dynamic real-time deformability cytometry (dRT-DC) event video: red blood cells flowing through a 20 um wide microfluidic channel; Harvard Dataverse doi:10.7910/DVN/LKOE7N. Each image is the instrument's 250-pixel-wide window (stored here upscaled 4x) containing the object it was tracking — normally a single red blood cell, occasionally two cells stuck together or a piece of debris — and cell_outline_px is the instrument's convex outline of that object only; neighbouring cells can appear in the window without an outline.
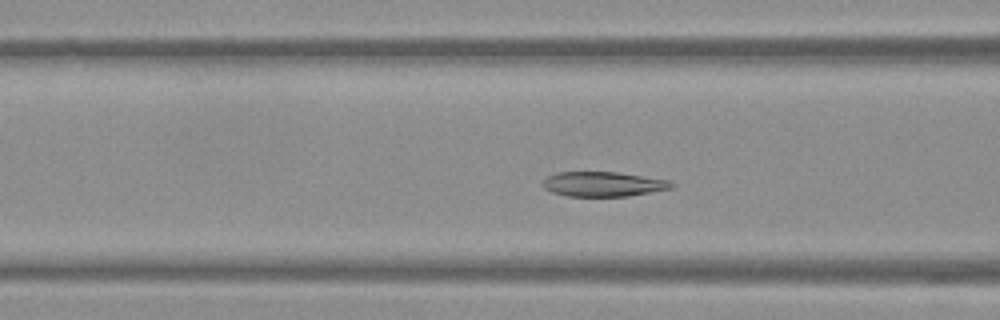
{"species": "Egyptian fruit bat (a non-hibernating species)", "species_latin": "Rousettus aegyptiacus", "temperature_condition": "warm", "stored_images_in_passage": 48, "camera_frame_rate_fps": 3000, "um_per_image_px": 0.085, "frame": {"image": 1, "passage_image": 15, "time_ms": 4.667, "image_size_px": [1000, 320], "cell_outline_px": [[676, 184], [672, 188], [628, 196], [568, 196], [552, 192], [544, 188], [540, 184], [548, 176], [556, 172], [616, 172], [668, 180]], "centroid_in_image_um": [51.24, 15.65], "position_along_channel_um": 115.4, "area_um2": 18.5}}
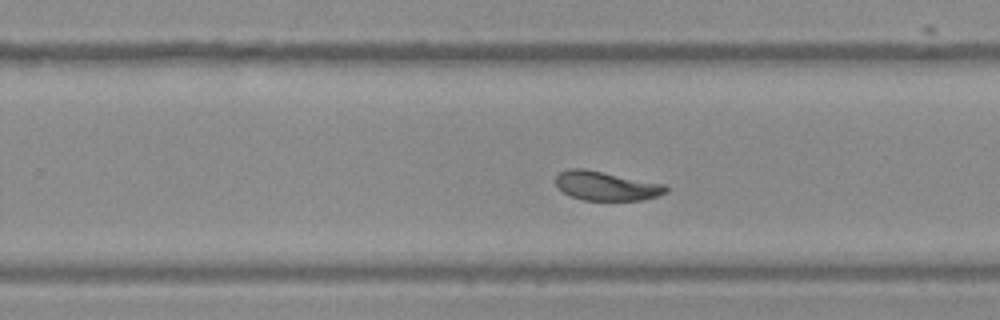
{"frame": {"image": 2, "passage_image": 28, "time_ms": 9.0, "image_size_px": [1000, 320], "cell_outline_px": [[668, 192], [656, 196], [640, 200], [584, 200], [572, 196], [564, 192], [556, 184], [556, 176], [560, 172], [568, 168], [584, 168], [664, 184], [668, 188]], "centroid_in_image_um": [51.53, 15.79], "position_along_channel_um": 278.3, "area_um2": 18.5}}
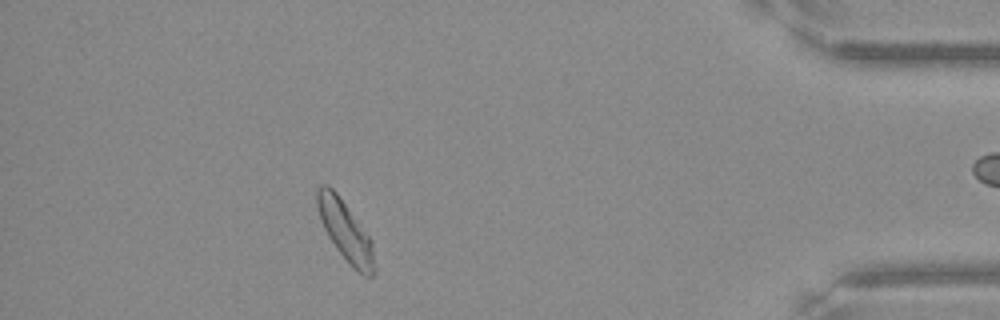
{"frame": {"image": 3, "passage_image": 42, "time_ms": 13.667, "image_size_px": [1000, 320], "cell_outline_px": [[376, 272], [372, 276], [364, 276], [352, 268], [336, 248], [328, 236], [324, 228], [316, 204], [316, 188], [320, 184], [328, 184], [336, 192], [372, 240]], "centroid_in_image_um": [29.36, 19.65], "position_along_channel_um": 405.8, "area_um2": 20.0}, "authors_computed_cell_mechanics": {"area_um2": 19.7387, "velocity_mm_per_s": 3.7627, "shape_relaxation_time_tau1_ms": 3.0962, "shape_relaxation_time_tau2_ms": 2.2938, "deformation_change_tau1": 0.1218, "deformation_change_tau2": 0.0804}}